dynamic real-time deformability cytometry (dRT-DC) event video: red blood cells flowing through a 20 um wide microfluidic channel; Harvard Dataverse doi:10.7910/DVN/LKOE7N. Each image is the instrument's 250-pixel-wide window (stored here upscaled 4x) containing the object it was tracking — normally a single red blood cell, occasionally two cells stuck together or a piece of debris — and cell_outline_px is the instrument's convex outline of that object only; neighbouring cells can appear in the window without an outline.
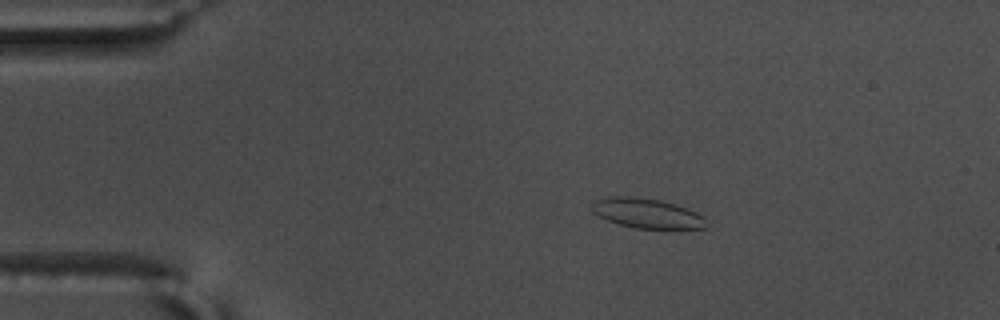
{"species": "common noctule bat (a hibernating species)", "species_latin": "Nyctalus noctula", "temperature_condition": "warm", "stored_images_in_passage": 56, "camera_frame_rate_fps": 3000, "um_per_image_px": 0.085, "animal": {"sex": "male", "body_mass_g": 17.5, "forearm_length_mm": 52.3}, "frame": {"image": 1, "passage_image": 10, "time_ms": 3.0, "image_size_px": [1000, 320], "cell_outline_px": [[708, 228], [636, 228], [620, 224], [608, 220], [592, 212], [592, 204], [596, 200], [604, 196], [632, 196], [660, 200], [676, 204], [696, 212], [704, 216]], "centroid_in_image_um": [54.99, 18.11], "position_along_channel_um": 30.0, "area_um2": 19.77}}
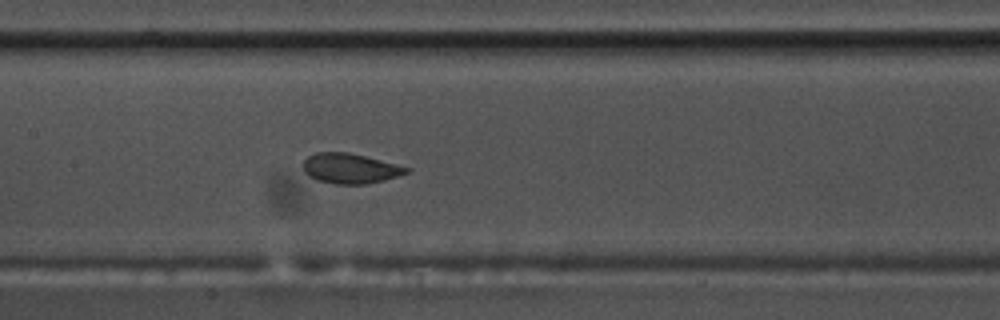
{"frame": {"image": 2, "passage_image": 27, "time_ms": 8.667, "image_size_px": [1000, 320], "cell_outline_px": [[412, 168], [408, 172], [384, 180], [364, 184], [336, 184], [316, 180], [308, 176], [304, 172], [304, 160], [308, 156], [316, 152], [348, 152]], "centroid_in_image_um": [29.73, 14.32], "position_along_channel_um": 177.7, "area_um2": 17.98}}
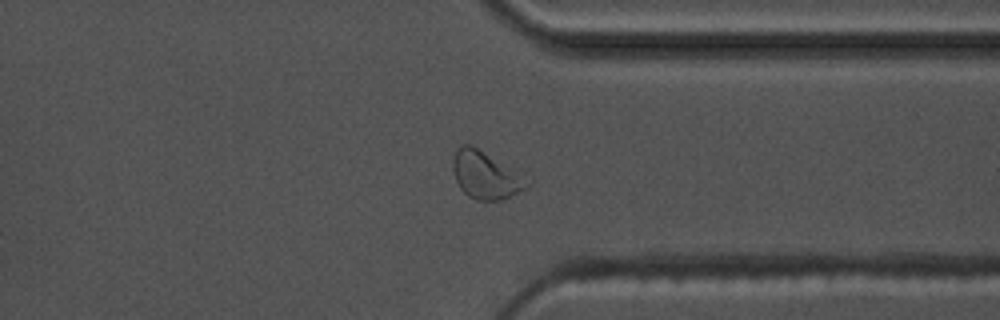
{"frame": {"image": 3, "passage_image": 43, "time_ms": 14.0, "image_size_px": [1000, 320], "cell_outline_px": [[532, 184], [500, 200], [476, 200], [468, 196], [460, 188], [456, 180], [452, 168], [452, 156], [456, 148], [460, 144], [468, 144], [476, 148], [532, 180]], "centroid_in_image_um": [41.24, 14.88], "position_along_channel_um": 370.2, "area_um2": 20.23}, "authors_computed_cell_mechanics": {"area_um2": 19.5075, "velocity_mm_per_s": 3.6282, "shape_relaxation_time_tau1_ms": 6.0395, "shape_relaxation_time_tau2_ms": 0.8391, "deformation_change_tau1": 0.1663, "deformation_change_tau2": 0.0484}}